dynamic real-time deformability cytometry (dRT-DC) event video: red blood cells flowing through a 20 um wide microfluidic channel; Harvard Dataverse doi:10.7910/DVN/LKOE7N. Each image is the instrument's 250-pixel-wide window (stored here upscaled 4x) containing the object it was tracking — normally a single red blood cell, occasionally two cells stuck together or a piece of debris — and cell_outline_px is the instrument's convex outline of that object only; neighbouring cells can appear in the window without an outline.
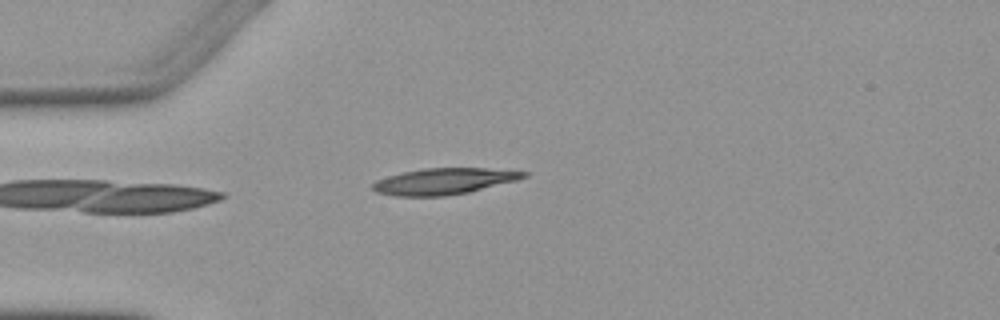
{"species": "Egyptian fruit bat (a non-hibernating species)", "species_latin": "Rousettus aegyptiacus", "temperature_condition": "warm", "stored_images_in_passage": 2, "camera_frame_rate_fps": 3000, "um_per_image_px": 0.085, "animal": {"sex": "female"}, "frame": {"image": 1, "passage_image": 1, "time_ms": 0.0, "image_size_px": [1000, 320], "cell_outline_px": [[528, 176], [516, 180], [468, 192], [444, 196], [396, 196], [376, 192], [372, 188], [372, 184], [376, 180], [388, 176], [404, 172], [424, 168], [488, 168], [528, 172]], "centroid_in_image_um": [37.72, 15.4], "position_along_channel_um": 47.3, "area_um2": 22.89}}